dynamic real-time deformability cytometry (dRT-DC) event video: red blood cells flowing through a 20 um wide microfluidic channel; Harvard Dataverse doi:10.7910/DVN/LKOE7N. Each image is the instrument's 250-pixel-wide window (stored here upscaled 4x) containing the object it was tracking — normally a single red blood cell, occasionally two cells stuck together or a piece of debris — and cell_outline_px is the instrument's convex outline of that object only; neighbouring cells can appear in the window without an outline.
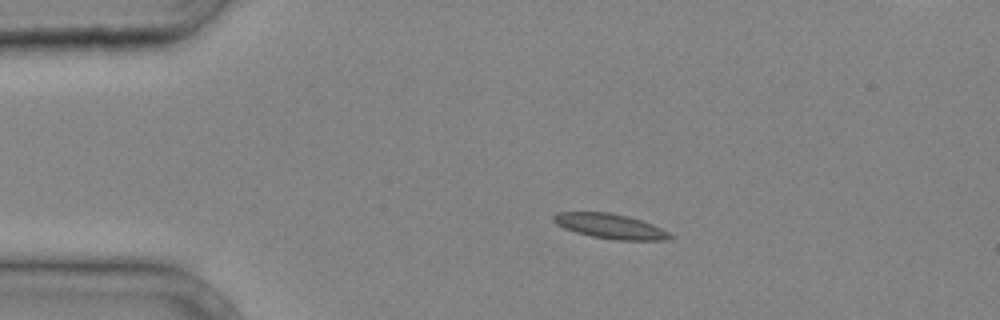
{"species": "common noctule bat (a hibernating species)", "species_latin": "Nyctalus noctula", "temperature_condition": "cold", "stored_images_in_passage": 32, "camera_frame_rate_fps": 3000, "um_per_image_px": 0.085, "animal": {"sex": "male", "body_mass_g": 20.4}, "frame": {"image": 1, "passage_image": 1, "time_ms": 0.0, "image_size_px": [1000, 320], "cell_outline_px": [[676, 236], [672, 240], [616, 240], [592, 236], [576, 232], [564, 228], [556, 224], [552, 220], [552, 216], [556, 212], [608, 212], [628, 216], [652, 224]], "centroid_in_image_um": [51.88, 19.23], "position_along_channel_um": 33.1, "area_um2": 16.94}}
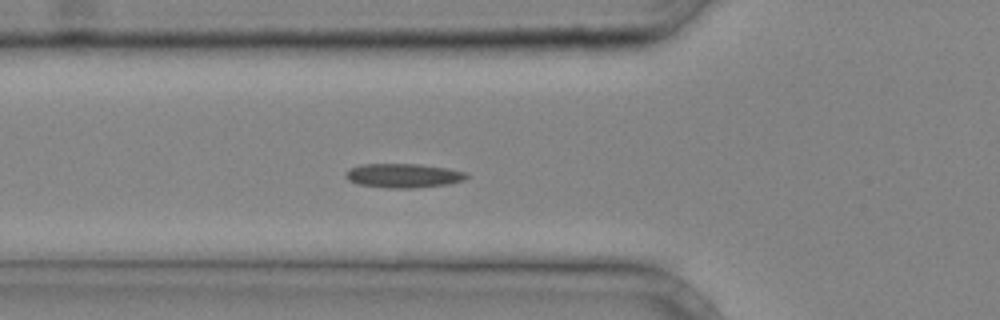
{"frame": {"image": 2, "passage_image": 7, "time_ms": 2.0, "image_size_px": [1000, 320], "cell_outline_px": [[468, 176], [464, 180], [448, 184], [412, 188], [388, 188], [356, 184], [348, 180], [344, 172], [348, 168], [360, 164], [420, 164], [444, 168], [464, 172]], "centroid_in_image_um": [34.21, 14.93], "position_along_channel_um": 91.6, "area_um2": 16.99}}
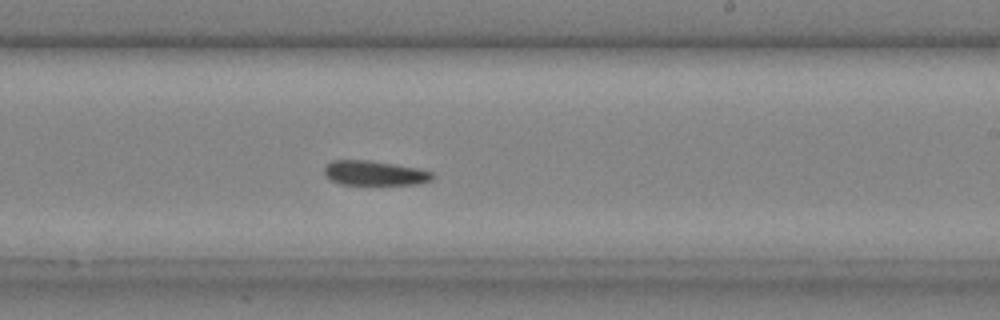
{"frame": {"image": 3, "passage_image": 17, "time_ms": 5.333, "image_size_px": [1000, 320], "cell_outline_px": [[436, 176], [432, 180], [416, 184], [340, 184], [332, 180], [324, 172], [324, 164], [332, 160], [368, 160], [416, 168], [432, 172]], "centroid_in_image_um": [31.83, 14.71], "position_along_channel_um": 257.2, "area_um2": 15.37}}